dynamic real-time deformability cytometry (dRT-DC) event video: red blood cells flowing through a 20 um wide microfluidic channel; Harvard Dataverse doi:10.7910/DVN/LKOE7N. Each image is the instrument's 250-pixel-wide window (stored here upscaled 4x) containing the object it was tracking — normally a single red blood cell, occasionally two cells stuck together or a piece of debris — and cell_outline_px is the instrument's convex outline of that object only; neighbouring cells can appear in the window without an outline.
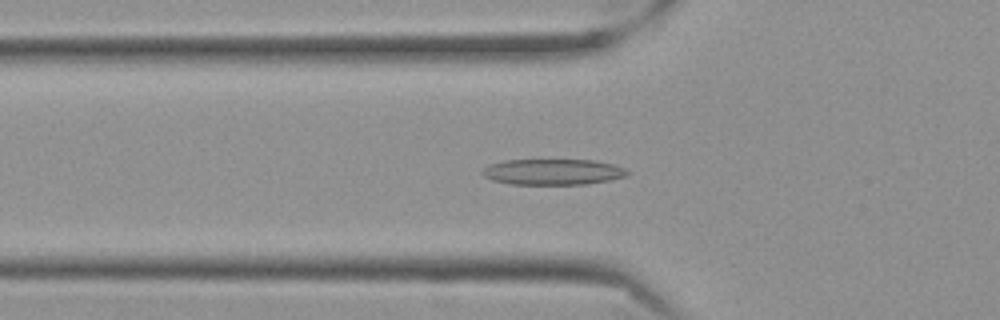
{"species": "Egyptian fruit bat (a non-hibernating species)", "species_latin": "Rousettus aegyptiacus", "temperature_condition": "cold", "stored_images_in_passage": 56, "camera_frame_rate_fps": 3000, "um_per_image_px": 0.085, "frame": {"image": 1, "passage_image": 18, "time_ms": 5.667, "image_size_px": [1000, 320], "cell_outline_px": [[628, 176], [608, 180], [584, 184], [512, 184], [492, 180], [484, 176], [480, 172], [488, 164], [504, 160], [592, 160], [612, 164], [624, 168], [628, 172]], "centroid_in_image_um": [46.95, 14.6], "position_along_channel_um": 78.8, "area_um2": 21.73}}
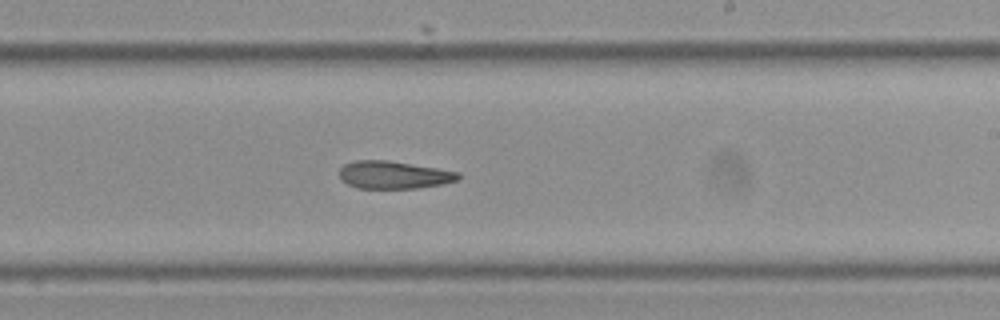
{"frame": {"image": 2, "passage_image": 33, "time_ms": 10.667, "image_size_px": [1000, 320], "cell_outline_px": [[460, 180], [444, 184], [416, 188], [356, 188], [340, 180], [340, 168], [344, 164], [356, 160], [388, 160], [460, 172]], "centroid_in_image_um": [33.48, 14.87], "position_along_channel_um": 255.5, "area_um2": 19.25}}
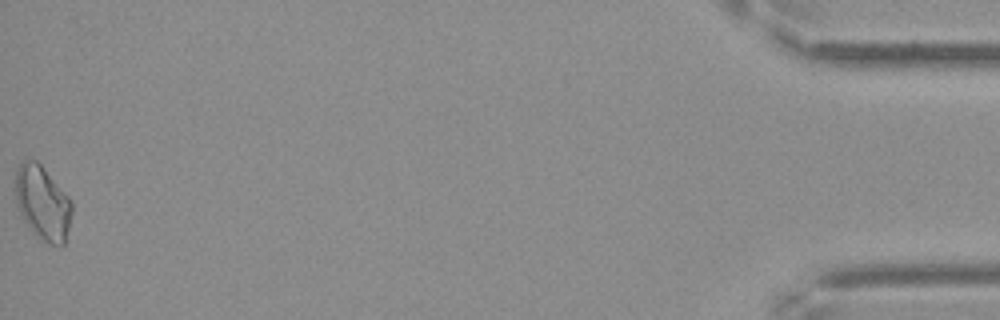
{"frame": {"image": 3, "passage_image": 56, "time_ms": 18.333, "image_size_px": [1000, 320], "cell_outline_px": [[72, 212], [64, 244], [48, 244], [36, 236], [24, 220], [16, 204], [16, 172], [20, 164], [24, 160], [36, 160], [40, 164], [68, 196], [72, 204]], "centroid_in_image_um": [3.62, 17.25], "position_along_channel_um": 431.6, "area_um2": 23.93}, "authors_computed_cell_mechanics": {"area_um2": 20.519, "velocity_mm_per_s": 3.5196, "shape_relaxation_time_tau1_ms": null, "shape_relaxation_time_tau2_ms": 5.1268, "deformation_change_tau1": null, "deformation_change_tau2": 0.1394}}